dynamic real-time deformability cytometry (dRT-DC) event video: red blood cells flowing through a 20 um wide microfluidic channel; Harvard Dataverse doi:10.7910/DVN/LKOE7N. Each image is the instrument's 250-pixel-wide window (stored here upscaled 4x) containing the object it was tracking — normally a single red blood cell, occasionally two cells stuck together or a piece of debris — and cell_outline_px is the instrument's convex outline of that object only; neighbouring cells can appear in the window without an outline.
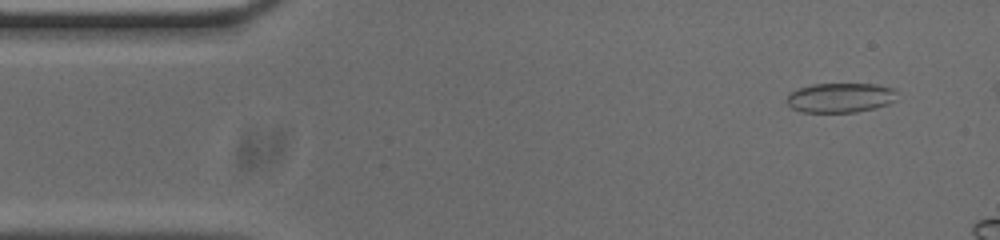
{"species": "common noctule bat (a hibernating species)", "species_latin": "Nyctalus noctula", "temperature_condition": "cold", "stored_images_in_passage": 12, "camera_frame_rate_fps": 3000, "um_per_image_px": 0.085, "animal": {"sex": "male", "body_mass_g": 20.0, "forearm_length_mm": 53.3}, "frame": {"image": 1, "passage_image": 4, "time_ms": 1.0, "image_size_px": [1000, 240], "cell_outline_px": [[900, 92], [896, 100], [888, 104], [876, 108], [856, 112], [800, 112], [792, 108], [784, 100], [792, 92], [800, 88], [812, 84], [876, 84], [892, 88]], "centroid_in_image_um": [71.47, 8.31], "position_along_channel_um": 13.5, "area_um2": 19.25}}